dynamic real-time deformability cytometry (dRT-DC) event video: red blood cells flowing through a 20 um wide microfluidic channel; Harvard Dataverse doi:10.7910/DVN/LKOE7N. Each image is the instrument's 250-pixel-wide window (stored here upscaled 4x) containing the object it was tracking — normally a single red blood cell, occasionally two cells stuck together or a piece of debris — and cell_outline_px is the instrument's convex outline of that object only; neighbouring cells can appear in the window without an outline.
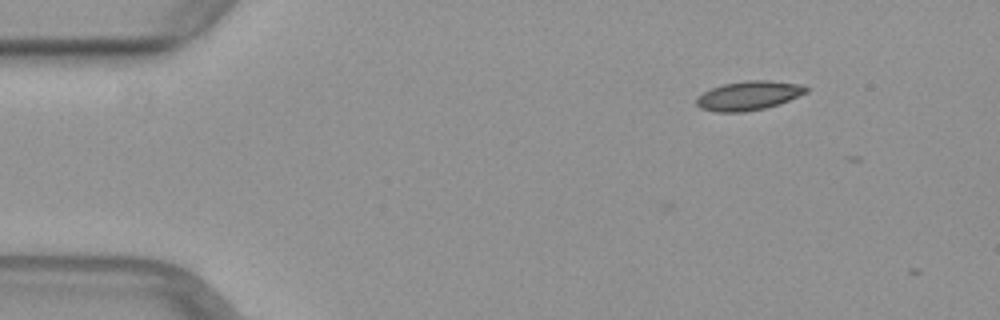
{"species": "common noctule bat (a hibernating species)", "species_latin": "Nyctalus noctula", "temperature_condition": "warm", "stored_images_in_passage": 3, "camera_frame_rate_fps": 3000, "um_per_image_px": 0.085, "animal": {"sex": "female", "body_mass_g": 29.2, "forearm_length_mm": 56.3}, "frame": {"image": 1, "passage_image": 3, "time_ms": 0.667, "image_size_px": [1000, 320], "cell_outline_px": [[808, 92], [780, 104], [764, 108], [744, 112], [716, 112], [700, 108], [696, 104], [696, 96], [712, 88], [724, 84], [748, 80], [768, 80], [800, 84], [808, 88]], "centroid_in_image_um": [63.63, 8.13], "position_along_channel_um": 21.4, "area_um2": 18.61}}